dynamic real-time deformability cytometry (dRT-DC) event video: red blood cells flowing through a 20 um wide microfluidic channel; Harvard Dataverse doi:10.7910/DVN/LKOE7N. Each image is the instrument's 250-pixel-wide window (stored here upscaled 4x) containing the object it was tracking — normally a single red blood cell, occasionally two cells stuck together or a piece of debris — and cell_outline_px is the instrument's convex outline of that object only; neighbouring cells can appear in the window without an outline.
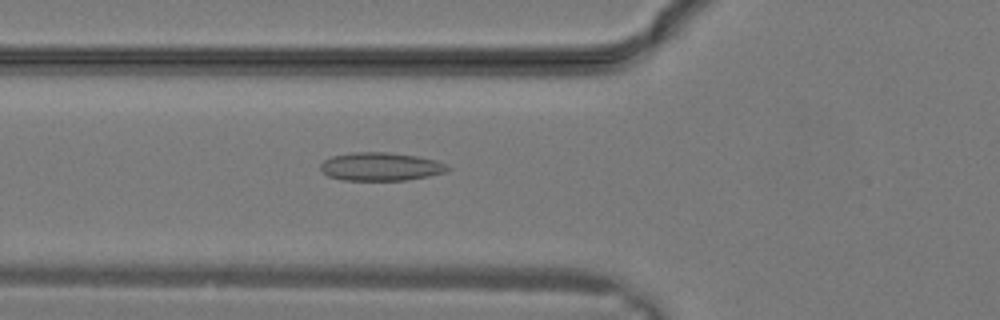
{"species": "common noctule bat (a hibernating species)", "species_latin": "Nyctalus noctula", "temperature_condition": "warm", "stored_images_in_passage": 12, "camera_frame_rate_fps": 3000, "um_per_image_px": 0.085, "animal": {"sex": "male", "body_mass_g": 19.2, "forearm_length_mm": 51.8}, "frame": {"image": 1, "passage_image": 10, "time_ms": 3.0, "image_size_px": [1000, 320], "cell_outline_px": [[452, 168], [444, 172], [428, 176], [404, 180], [340, 180], [328, 176], [320, 172], [320, 164], [324, 160], [332, 156], [352, 152], [388, 152], [416, 156], [436, 160], [448, 164]], "centroid_in_image_um": [32.33, 14.16], "position_along_channel_um": 93.5, "area_um2": 21.1}}
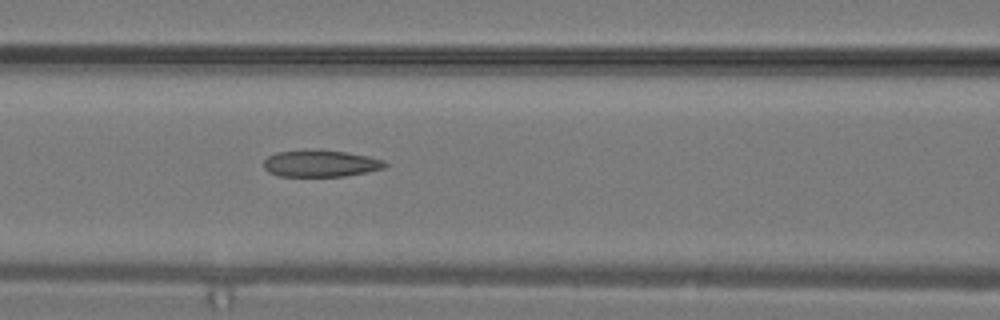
{"frame": {"image": 2, "passage_image": 12, "time_ms": 3.667, "image_size_px": [1000, 320], "cell_outline_px": [[388, 164], [384, 168], [368, 172], [344, 176], [280, 176], [268, 172], [264, 168], [264, 160], [268, 156], [276, 152], [348, 152], [368, 156], [384, 160]], "centroid_in_image_um": [27.29, 13.93], "position_along_channel_um": 139.3, "area_um2": 18.26}}